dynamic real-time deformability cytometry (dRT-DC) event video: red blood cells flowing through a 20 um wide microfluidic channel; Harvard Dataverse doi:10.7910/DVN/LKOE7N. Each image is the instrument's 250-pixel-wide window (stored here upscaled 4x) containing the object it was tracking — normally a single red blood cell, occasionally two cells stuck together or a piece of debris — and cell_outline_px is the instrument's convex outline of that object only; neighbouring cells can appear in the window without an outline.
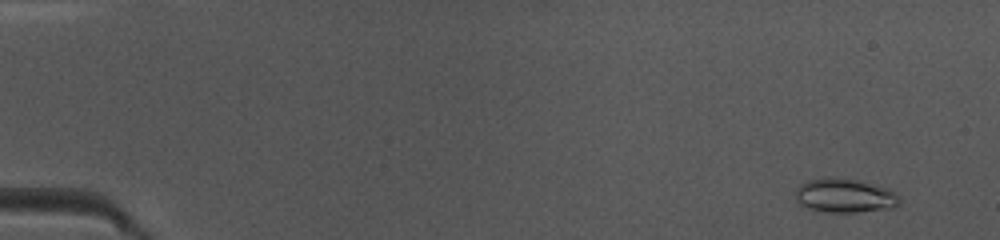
{"species": "common noctule bat (a hibernating species)", "species_latin": "Nyctalus noctula", "temperature_condition": "warm", "stored_images_in_passage": 46, "camera_frame_rate_fps": 3000, "um_per_image_px": 0.085, "animal": {"sex": "female", "body_mass_g": 10.0, "forearm_length_mm": 53.1}, "frame": {"image": 1, "passage_image": 1, "time_ms": 0.0, "image_size_px": [1000, 240], "cell_outline_px": [[900, 204], [892, 208], [856, 212], [828, 212], [808, 208], [800, 204], [796, 200], [796, 188], [800, 184], [808, 180], [856, 180], [888, 188], [896, 192], [900, 196]], "centroid_in_image_um": [71.86, 16.67], "position_along_channel_um": 13.1, "area_um2": 20.06}}
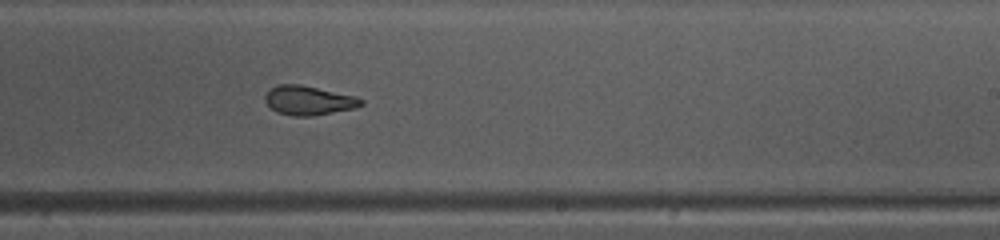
{"frame": {"image": 2, "passage_image": 28, "time_ms": 9.0, "image_size_px": [1000, 240], "cell_outline_px": [[364, 104], [356, 108], [312, 116], [296, 116], [276, 112], [264, 100], [264, 96], [268, 88], [280, 84], [300, 84], [356, 96], [364, 100]], "centroid_in_image_um": [26.23, 8.53], "position_along_channel_um": 262.8, "area_um2": 16.47}}
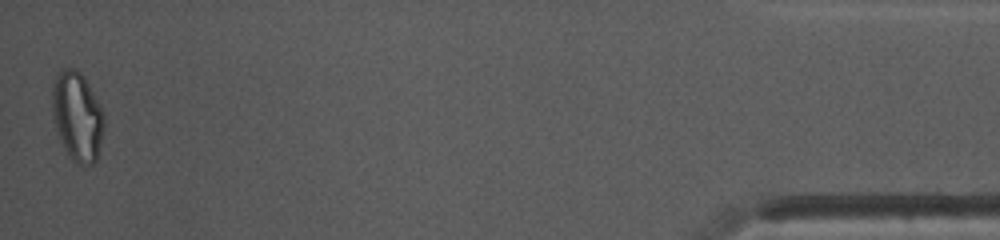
{"frame": {"image": 3, "passage_image": 46, "time_ms": 15.0, "image_size_px": [1000, 240], "cell_outline_px": [[104, 128], [96, 160], [92, 164], [76, 164], [68, 156], [60, 140], [52, 116], [52, 88], [56, 76], [60, 72], [68, 68], [72, 68], [80, 72], [84, 76], [104, 116]], "centroid_in_image_um": [6.55, 9.92], "position_along_channel_um": 428.7, "area_um2": 26.59}, "authors_computed_cell_mechanics": {"area_um2": 17.4267, "velocity_mm_per_s": 4.1354, "shape_relaxation_time_tau1_ms": 4.8061, "shape_relaxation_time_tau2_ms": 2.1529, "deformation_change_tau1": 0.1662, "deformation_change_tau2": 0.087}}